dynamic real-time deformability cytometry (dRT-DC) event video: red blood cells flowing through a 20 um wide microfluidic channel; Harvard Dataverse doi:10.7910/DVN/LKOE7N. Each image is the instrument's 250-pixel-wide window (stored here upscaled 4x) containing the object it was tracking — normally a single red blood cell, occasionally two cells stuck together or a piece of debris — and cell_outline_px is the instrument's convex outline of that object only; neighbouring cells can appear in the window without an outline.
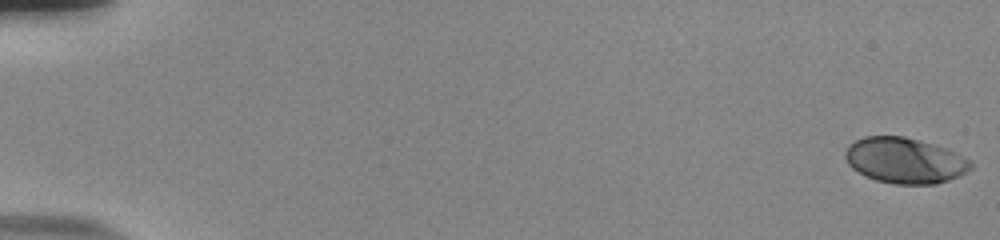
{"species": "human", "species_latin": "Homo sapiens", "temperature_condition": "room temperature", "stored_images_in_passage": 56, "camera_frame_rate_fps": 3000, "um_per_image_px": 0.085, "donor": {"sex": "male"}, "frame": {"image": 1, "passage_image": 1, "time_ms": 0.0, "image_size_px": [1000, 240], "cell_outline_px": [[972, 168], [948, 180], [936, 184], [896, 184], [876, 180], [864, 176], [852, 168], [848, 164], [844, 156], [844, 152], [848, 144], [864, 136], [904, 136], [920, 140], [948, 148], [972, 160]], "centroid_in_image_um": [76.89, 13.63], "position_along_channel_um": 8.1, "area_um2": 33.64}}
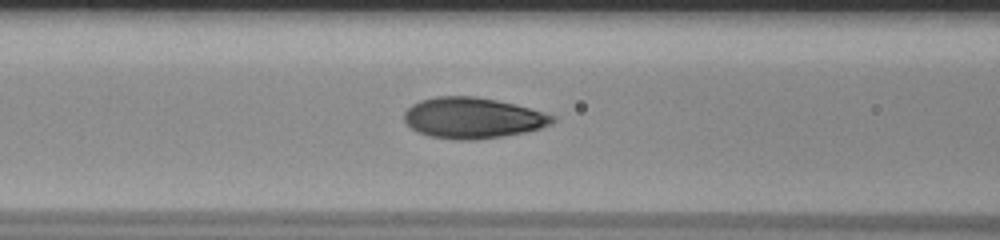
{"frame": {"image": 2, "passage_image": 25, "time_ms": 8.0, "image_size_px": [1000, 240], "cell_outline_px": [[556, 120], [552, 124], [540, 128], [524, 132], [504, 136], [476, 140], [456, 140], [428, 136], [416, 132], [404, 120], [404, 112], [412, 104], [420, 100], [436, 96], [472, 96], [496, 100], [528, 108], [556, 116]], "centroid_in_image_um": [40.15, 10.03], "position_along_channel_um": 126.4, "area_um2": 35.32}}
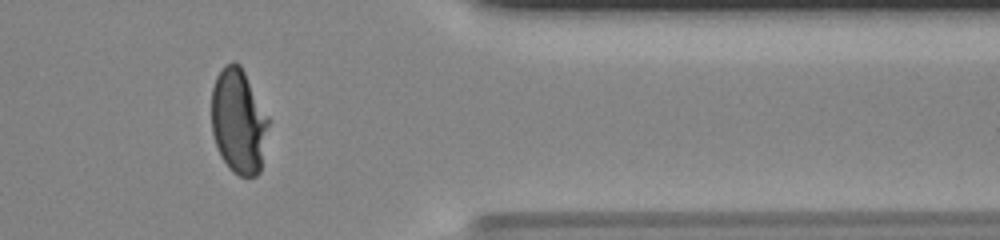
{"frame": {"image": 3, "passage_image": 47, "time_ms": 15.333, "image_size_px": [1000, 240], "cell_outline_px": [[268, 124], [260, 172], [256, 176], [240, 176], [232, 172], [228, 168], [220, 156], [212, 132], [212, 88], [216, 76], [224, 64], [232, 60], [240, 64], [268, 116]], "centroid_in_image_um": [20.25, 10.3], "position_along_channel_um": 391.1, "area_um2": 34.8}, "authors_computed_cell_mechanics": {"area_um2": 34.1598, "velocity_mm_per_s": 3.7835, "shape_relaxation_time_tau1_ms": 6.1852, "shape_relaxation_time_tau2_ms": null, "deformation_change_tau1": 0.2388, "deformation_change_tau2": null}}